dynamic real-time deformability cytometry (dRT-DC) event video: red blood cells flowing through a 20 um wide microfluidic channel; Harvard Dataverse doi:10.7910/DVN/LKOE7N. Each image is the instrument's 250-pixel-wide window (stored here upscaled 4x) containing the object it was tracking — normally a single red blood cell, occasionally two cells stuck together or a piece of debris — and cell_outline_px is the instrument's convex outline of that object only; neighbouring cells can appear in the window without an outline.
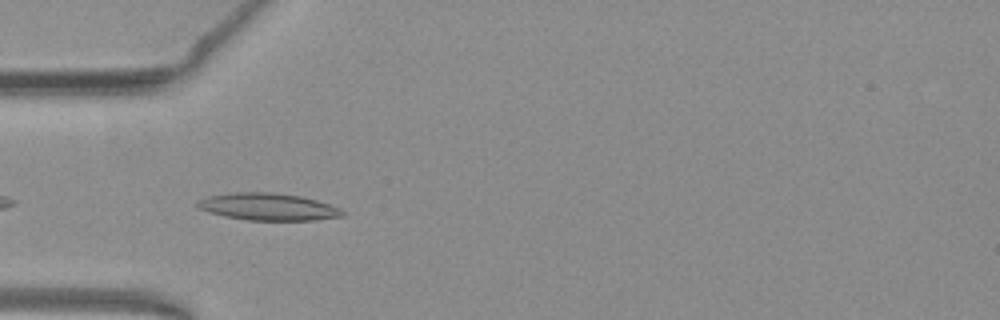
{"species": "common noctule bat (a hibernating species)", "species_latin": "Nyctalus noctula", "temperature_condition": "warm", "stored_images_in_passage": 24, "camera_frame_rate_fps": 3000, "um_per_image_px": 0.085, "animal": {"sex": "female", "body_mass_g": 19.3, "forearm_length_mm": 54.1}, "frame": {"image": 1, "passage_image": 2, "time_ms": 0.333, "image_size_px": [1000, 320], "cell_outline_px": [[344, 216], [316, 220], [248, 220], [224, 216], [208, 212], [200, 208], [196, 204], [200, 200], [208, 196], [232, 192], [272, 192], [300, 196], [316, 200], [340, 208], [344, 212]], "centroid_in_image_um": [22.8, 17.57], "position_along_channel_um": 62.2, "area_um2": 22.83}}
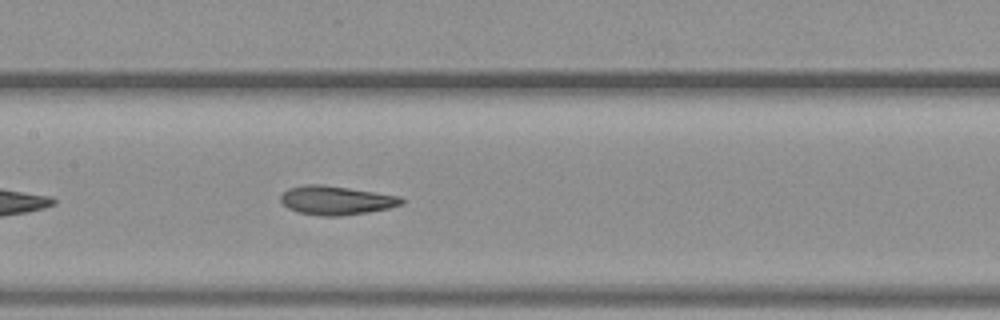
{"frame": {"image": 2, "passage_image": 11, "time_ms": 3.333, "image_size_px": [1000, 320], "cell_outline_px": [[404, 204], [388, 208], [368, 212], [340, 216], [320, 216], [296, 212], [288, 208], [280, 200], [280, 196], [288, 188], [304, 184], [320, 184], [348, 188], [400, 196], [404, 200]], "centroid_in_image_um": [28.55, 17.03], "position_along_channel_um": 178.9, "area_um2": 20.35}}
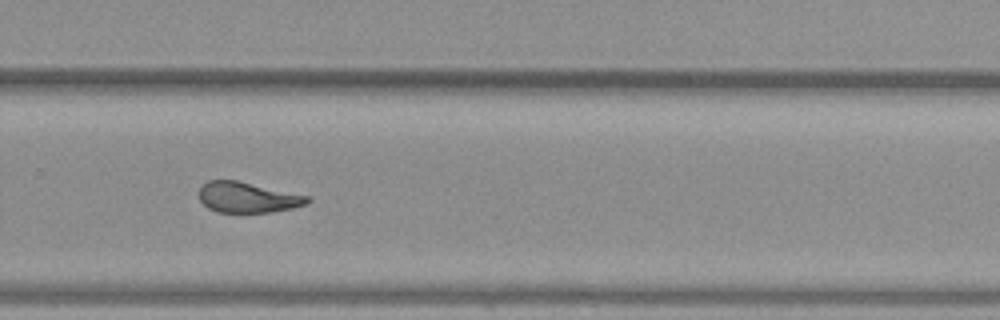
{"frame": {"image": 3, "passage_image": 21, "time_ms": 6.667, "image_size_px": [1000, 320], "cell_outline_px": [[312, 200], [308, 204], [292, 208], [272, 212], [216, 212], [208, 208], [200, 200], [196, 192], [208, 180], [236, 180], [308, 196]], "centroid_in_image_um": [21.02, 16.78], "position_along_channel_um": 308.8, "area_um2": 19.31}}